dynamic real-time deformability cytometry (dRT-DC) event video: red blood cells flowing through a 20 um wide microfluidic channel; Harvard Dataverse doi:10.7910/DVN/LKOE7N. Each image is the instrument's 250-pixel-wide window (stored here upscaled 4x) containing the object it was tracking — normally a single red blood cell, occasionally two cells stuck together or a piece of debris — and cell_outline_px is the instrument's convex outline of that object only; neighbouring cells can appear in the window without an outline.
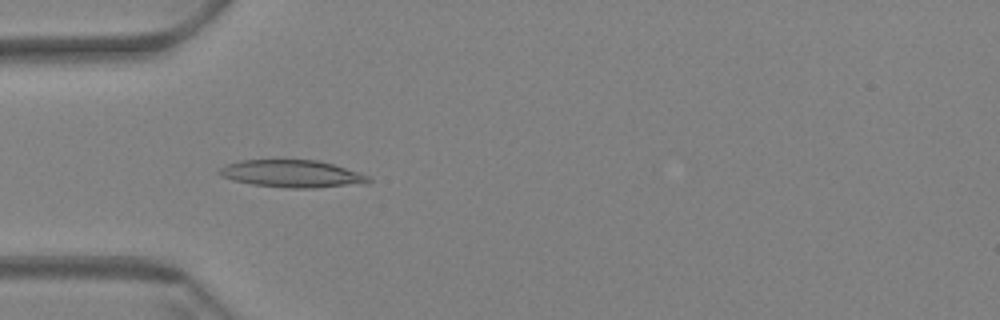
{"species": "Egyptian fruit bat (a non-hibernating species)", "species_latin": "Rousettus aegyptiacus", "temperature_condition": "warm", "stored_images_in_passage": 60, "camera_frame_rate_fps": 3000, "um_per_image_px": 0.085, "animal": {"sex": "female"}, "frame": {"image": 1, "passage_image": 19, "time_ms": 6.0, "image_size_px": [1000, 320], "cell_outline_px": [[372, 180], [368, 184], [316, 188], [284, 188], [252, 184], [232, 180], [220, 176], [216, 172], [220, 168], [228, 164], [240, 160], [320, 160], [368, 176]], "centroid_in_image_um": [24.82, 14.78], "position_along_channel_um": 60.2, "area_um2": 23.93}}
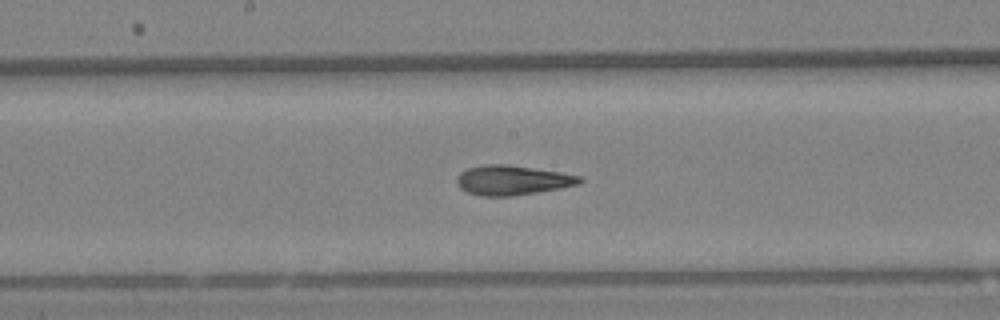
{"frame": {"image": 2, "passage_image": 32, "time_ms": 10.333, "image_size_px": [1000, 320], "cell_outline_px": [[584, 180], [580, 184], [560, 188], [512, 196], [480, 196], [468, 192], [460, 188], [456, 184], [456, 176], [460, 172], [468, 168], [484, 164], [508, 164], [560, 172], [584, 176]], "centroid_in_image_um": [43.55, 15.31], "position_along_channel_um": 204.6, "area_um2": 21.44}}
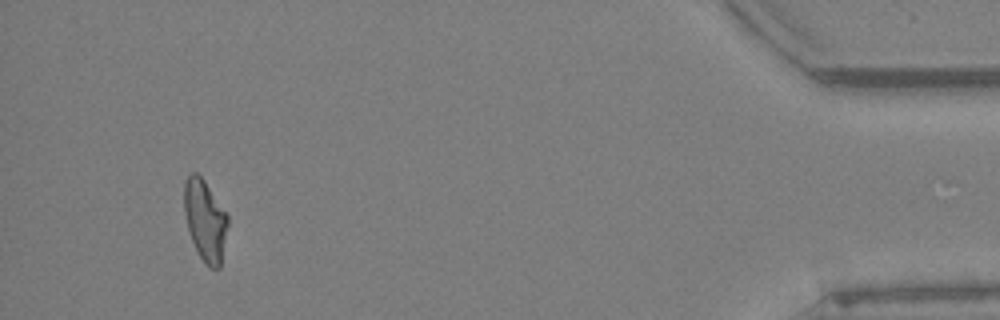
{"frame": {"image": 3, "passage_image": 57, "time_ms": 18.667, "image_size_px": [1000, 320], "cell_outline_px": [[228, 224], [220, 268], [208, 268], [204, 264], [196, 252], [188, 232], [184, 212], [184, 180], [192, 172], [196, 172], [204, 180], [228, 216]], "centroid_in_image_um": [17.41, 18.76], "position_along_channel_um": 417.8, "area_um2": 20.81}, "authors_computed_cell_mechanics": {"area_um2": 21.3282, "velocity_mm_per_s": 3.4057, "shape_relaxation_time_tau1_ms": null, "shape_relaxation_time_tau2_ms": 3.1484, "deformation_change_tau1": null, "deformation_change_tau2": 0.102}}